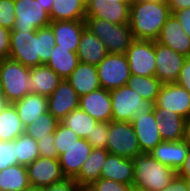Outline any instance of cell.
<instances>
[{"mask_svg": "<svg viewBox=\"0 0 190 191\" xmlns=\"http://www.w3.org/2000/svg\"><path fill=\"white\" fill-rule=\"evenodd\" d=\"M54 45L55 37L49 26L36 31L11 30L8 58L32 68L49 61Z\"/></svg>", "mask_w": 190, "mask_h": 191, "instance_id": "obj_1", "label": "cell"}, {"mask_svg": "<svg viewBox=\"0 0 190 191\" xmlns=\"http://www.w3.org/2000/svg\"><path fill=\"white\" fill-rule=\"evenodd\" d=\"M171 15L168 1L130 3L129 26L135 40H154Z\"/></svg>", "mask_w": 190, "mask_h": 191, "instance_id": "obj_2", "label": "cell"}, {"mask_svg": "<svg viewBox=\"0 0 190 191\" xmlns=\"http://www.w3.org/2000/svg\"><path fill=\"white\" fill-rule=\"evenodd\" d=\"M134 179L132 185L148 191H161L177 175V172L153 158L150 153L141 152L132 158Z\"/></svg>", "mask_w": 190, "mask_h": 191, "instance_id": "obj_3", "label": "cell"}, {"mask_svg": "<svg viewBox=\"0 0 190 191\" xmlns=\"http://www.w3.org/2000/svg\"><path fill=\"white\" fill-rule=\"evenodd\" d=\"M0 84L6 104L31 93L30 67L10 58L0 59Z\"/></svg>", "mask_w": 190, "mask_h": 191, "instance_id": "obj_4", "label": "cell"}, {"mask_svg": "<svg viewBox=\"0 0 190 191\" xmlns=\"http://www.w3.org/2000/svg\"><path fill=\"white\" fill-rule=\"evenodd\" d=\"M85 23L86 28L103 42L108 53L126 54L135 40L129 23L113 24L96 17H86Z\"/></svg>", "mask_w": 190, "mask_h": 191, "instance_id": "obj_5", "label": "cell"}, {"mask_svg": "<svg viewBox=\"0 0 190 191\" xmlns=\"http://www.w3.org/2000/svg\"><path fill=\"white\" fill-rule=\"evenodd\" d=\"M110 96L113 121L131 122L136 113H150L154 110V103L145 101L127 85L110 90Z\"/></svg>", "mask_w": 190, "mask_h": 191, "instance_id": "obj_6", "label": "cell"}, {"mask_svg": "<svg viewBox=\"0 0 190 191\" xmlns=\"http://www.w3.org/2000/svg\"><path fill=\"white\" fill-rule=\"evenodd\" d=\"M106 150L110 154L132 159L141 153L137 136L131 122H108Z\"/></svg>", "mask_w": 190, "mask_h": 191, "instance_id": "obj_7", "label": "cell"}, {"mask_svg": "<svg viewBox=\"0 0 190 191\" xmlns=\"http://www.w3.org/2000/svg\"><path fill=\"white\" fill-rule=\"evenodd\" d=\"M96 67L100 86L105 90L125 86L131 76L126 54L108 53Z\"/></svg>", "mask_w": 190, "mask_h": 191, "instance_id": "obj_8", "label": "cell"}, {"mask_svg": "<svg viewBox=\"0 0 190 191\" xmlns=\"http://www.w3.org/2000/svg\"><path fill=\"white\" fill-rule=\"evenodd\" d=\"M16 20L12 30L36 31L49 26V13L37 0H15Z\"/></svg>", "mask_w": 190, "mask_h": 191, "instance_id": "obj_9", "label": "cell"}, {"mask_svg": "<svg viewBox=\"0 0 190 191\" xmlns=\"http://www.w3.org/2000/svg\"><path fill=\"white\" fill-rule=\"evenodd\" d=\"M126 56L130 72L138 76H155V41L134 40Z\"/></svg>", "mask_w": 190, "mask_h": 191, "instance_id": "obj_10", "label": "cell"}, {"mask_svg": "<svg viewBox=\"0 0 190 191\" xmlns=\"http://www.w3.org/2000/svg\"><path fill=\"white\" fill-rule=\"evenodd\" d=\"M154 108L174 112L190 120V93L178 83L162 84Z\"/></svg>", "mask_w": 190, "mask_h": 191, "instance_id": "obj_11", "label": "cell"}, {"mask_svg": "<svg viewBox=\"0 0 190 191\" xmlns=\"http://www.w3.org/2000/svg\"><path fill=\"white\" fill-rule=\"evenodd\" d=\"M186 56L155 41V76L163 83L177 81Z\"/></svg>", "mask_w": 190, "mask_h": 191, "instance_id": "obj_12", "label": "cell"}, {"mask_svg": "<svg viewBox=\"0 0 190 191\" xmlns=\"http://www.w3.org/2000/svg\"><path fill=\"white\" fill-rule=\"evenodd\" d=\"M26 169L30 187L43 188L66 178L58 158L38 157Z\"/></svg>", "mask_w": 190, "mask_h": 191, "instance_id": "obj_13", "label": "cell"}, {"mask_svg": "<svg viewBox=\"0 0 190 191\" xmlns=\"http://www.w3.org/2000/svg\"><path fill=\"white\" fill-rule=\"evenodd\" d=\"M138 139L141 152L149 153L163 142L158 129V118L155 110L150 113H136L131 120Z\"/></svg>", "mask_w": 190, "mask_h": 191, "instance_id": "obj_14", "label": "cell"}, {"mask_svg": "<svg viewBox=\"0 0 190 191\" xmlns=\"http://www.w3.org/2000/svg\"><path fill=\"white\" fill-rule=\"evenodd\" d=\"M130 3L118 0H86V17H96L113 24L129 23Z\"/></svg>", "mask_w": 190, "mask_h": 191, "instance_id": "obj_15", "label": "cell"}, {"mask_svg": "<svg viewBox=\"0 0 190 191\" xmlns=\"http://www.w3.org/2000/svg\"><path fill=\"white\" fill-rule=\"evenodd\" d=\"M47 100L48 112L61 121L71 111L79 108L80 97L70 83L66 79H62Z\"/></svg>", "mask_w": 190, "mask_h": 191, "instance_id": "obj_16", "label": "cell"}, {"mask_svg": "<svg viewBox=\"0 0 190 191\" xmlns=\"http://www.w3.org/2000/svg\"><path fill=\"white\" fill-rule=\"evenodd\" d=\"M156 42L186 57H190V37L184 32L174 14H171L162 26Z\"/></svg>", "mask_w": 190, "mask_h": 191, "instance_id": "obj_17", "label": "cell"}, {"mask_svg": "<svg viewBox=\"0 0 190 191\" xmlns=\"http://www.w3.org/2000/svg\"><path fill=\"white\" fill-rule=\"evenodd\" d=\"M112 101L110 91L100 88L87 95L81 96L79 108L97 122H110L112 120Z\"/></svg>", "mask_w": 190, "mask_h": 191, "instance_id": "obj_18", "label": "cell"}, {"mask_svg": "<svg viewBox=\"0 0 190 191\" xmlns=\"http://www.w3.org/2000/svg\"><path fill=\"white\" fill-rule=\"evenodd\" d=\"M49 27L53 31L58 48H71V51L77 52L81 34L86 28L85 20L51 21Z\"/></svg>", "mask_w": 190, "mask_h": 191, "instance_id": "obj_19", "label": "cell"}, {"mask_svg": "<svg viewBox=\"0 0 190 191\" xmlns=\"http://www.w3.org/2000/svg\"><path fill=\"white\" fill-rule=\"evenodd\" d=\"M92 149L87 139L79 138L65 153L59 155L58 160L66 178L74 179L79 174Z\"/></svg>", "mask_w": 190, "mask_h": 191, "instance_id": "obj_20", "label": "cell"}, {"mask_svg": "<svg viewBox=\"0 0 190 191\" xmlns=\"http://www.w3.org/2000/svg\"><path fill=\"white\" fill-rule=\"evenodd\" d=\"M189 147L182 141H163L149 153L162 164L171 167L176 172L180 170L186 159Z\"/></svg>", "mask_w": 190, "mask_h": 191, "instance_id": "obj_21", "label": "cell"}, {"mask_svg": "<svg viewBox=\"0 0 190 191\" xmlns=\"http://www.w3.org/2000/svg\"><path fill=\"white\" fill-rule=\"evenodd\" d=\"M100 178L132 185L134 179L132 159L109 153L102 166Z\"/></svg>", "mask_w": 190, "mask_h": 191, "instance_id": "obj_22", "label": "cell"}, {"mask_svg": "<svg viewBox=\"0 0 190 191\" xmlns=\"http://www.w3.org/2000/svg\"><path fill=\"white\" fill-rule=\"evenodd\" d=\"M66 80L77 92L79 97L101 88L97 67L89 63L79 62L72 74Z\"/></svg>", "mask_w": 190, "mask_h": 191, "instance_id": "obj_23", "label": "cell"}, {"mask_svg": "<svg viewBox=\"0 0 190 191\" xmlns=\"http://www.w3.org/2000/svg\"><path fill=\"white\" fill-rule=\"evenodd\" d=\"M77 55L79 62L97 66L107 55L103 42L97 38L88 28L81 34Z\"/></svg>", "mask_w": 190, "mask_h": 191, "instance_id": "obj_24", "label": "cell"}, {"mask_svg": "<svg viewBox=\"0 0 190 191\" xmlns=\"http://www.w3.org/2000/svg\"><path fill=\"white\" fill-rule=\"evenodd\" d=\"M158 118V129L163 141L184 140L187 119L174 112H163V108H154Z\"/></svg>", "mask_w": 190, "mask_h": 191, "instance_id": "obj_25", "label": "cell"}, {"mask_svg": "<svg viewBox=\"0 0 190 191\" xmlns=\"http://www.w3.org/2000/svg\"><path fill=\"white\" fill-rule=\"evenodd\" d=\"M31 93L49 97L62 78L45 64L30 68Z\"/></svg>", "mask_w": 190, "mask_h": 191, "instance_id": "obj_26", "label": "cell"}, {"mask_svg": "<svg viewBox=\"0 0 190 191\" xmlns=\"http://www.w3.org/2000/svg\"><path fill=\"white\" fill-rule=\"evenodd\" d=\"M13 105L24 127L32 124L39 115L48 112L47 97L39 94L29 93Z\"/></svg>", "mask_w": 190, "mask_h": 191, "instance_id": "obj_27", "label": "cell"}, {"mask_svg": "<svg viewBox=\"0 0 190 191\" xmlns=\"http://www.w3.org/2000/svg\"><path fill=\"white\" fill-rule=\"evenodd\" d=\"M109 152L102 148H93L83 163L79 174L74 180L79 185H91L100 178L102 166Z\"/></svg>", "mask_w": 190, "mask_h": 191, "instance_id": "obj_28", "label": "cell"}, {"mask_svg": "<svg viewBox=\"0 0 190 191\" xmlns=\"http://www.w3.org/2000/svg\"><path fill=\"white\" fill-rule=\"evenodd\" d=\"M49 16L51 21L85 20L86 0H54Z\"/></svg>", "mask_w": 190, "mask_h": 191, "instance_id": "obj_29", "label": "cell"}, {"mask_svg": "<svg viewBox=\"0 0 190 191\" xmlns=\"http://www.w3.org/2000/svg\"><path fill=\"white\" fill-rule=\"evenodd\" d=\"M79 64L76 52L71 48H58L54 45L49 61L45 64L54 70L62 79H67Z\"/></svg>", "mask_w": 190, "mask_h": 191, "instance_id": "obj_30", "label": "cell"}, {"mask_svg": "<svg viewBox=\"0 0 190 191\" xmlns=\"http://www.w3.org/2000/svg\"><path fill=\"white\" fill-rule=\"evenodd\" d=\"M25 132L17 109L13 104H5L0 111V141H14Z\"/></svg>", "mask_w": 190, "mask_h": 191, "instance_id": "obj_31", "label": "cell"}, {"mask_svg": "<svg viewBox=\"0 0 190 191\" xmlns=\"http://www.w3.org/2000/svg\"><path fill=\"white\" fill-rule=\"evenodd\" d=\"M29 188L26 166L15 164L0 171V191H22Z\"/></svg>", "mask_w": 190, "mask_h": 191, "instance_id": "obj_32", "label": "cell"}, {"mask_svg": "<svg viewBox=\"0 0 190 191\" xmlns=\"http://www.w3.org/2000/svg\"><path fill=\"white\" fill-rule=\"evenodd\" d=\"M162 84L156 76L131 74L126 85L138 93L145 101L155 104Z\"/></svg>", "mask_w": 190, "mask_h": 191, "instance_id": "obj_33", "label": "cell"}, {"mask_svg": "<svg viewBox=\"0 0 190 191\" xmlns=\"http://www.w3.org/2000/svg\"><path fill=\"white\" fill-rule=\"evenodd\" d=\"M66 127L72 129L79 138L87 139L98 123L92 116L80 108L71 111L60 121Z\"/></svg>", "mask_w": 190, "mask_h": 191, "instance_id": "obj_34", "label": "cell"}, {"mask_svg": "<svg viewBox=\"0 0 190 191\" xmlns=\"http://www.w3.org/2000/svg\"><path fill=\"white\" fill-rule=\"evenodd\" d=\"M15 152L17 164L23 166H28L40 157L37 141L25 132L15 139Z\"/></svg>", "mask_w": 190, "mask_h": 191, "instance_id": "obj_35", "label": "cell"}, {"mask_svg": "<svg viewBox=\"0 0 190 191\" xmlns=\"http://www.w3.org/2000/svg\"><path fill=\"white\" fill-rule=\"evenodd\" d=\"M60 121L50 112L39 115L32 124L25 127V133L35 141L44 138L46 135L54 134Z\"/></svg>", "mask_w": 190, "mask_h": 191, "instance_id": "obj_36", "label": "cell"}, {"mask_svg": "<svg viewBox=\"0 0 190 191\" xmlns=\"http://www.w3.org/2000/svg\"><path fill=\"white\" fill-rule=\"evenodd\" d=\"M78 139V134L60 122L54 132V144L58 151V157L65 153Z\"/></svg>", "mask_w": 190, "mask_h": 191, "instance_id": "obj_37", "label": "cell"}, {"mask_svg": "<svg viewBox=\"0 0 190 191\" xmlns=\"http://www.w3.org/2000/svg\"><path fill=\"white\" fill-rule=\"evenodd\" d=\"M108 140V122H98L92 133L87 137V142L92 148L106 149Z\"/></svg>", "mask_w": 190, "mask_h": 191, "instance_id": "obj_38", "label": "cell"}, {"mask_svg": "<svg viewBox=\"0 0 190 191\" xmlns=\"http://www.w3.org/2000/svg\"><path fill=\"white\" fill-rule=\"evenodd\" d=\"M14 7L15 0H0V26L13 29L16 20Z\"/></svg>", "mask_w": 190, "mask_h": 191, "instance_id": "obj_39", "label": "cell"}, {"mask_svg": "<svg viewBox=\"0 0 190 191\" xmlns=\"http://www.w3.org/2000/svg\"><path fill=\"white\" fill-rule=\"evenodd\" d=\"M17 164L14 141H0V171Z\"/></svg>", "mask_w": 190, "mask_h": 191, "instance_id": "obj_40", "label": "cell"}, {"mask_svg": "<svg viewBox=\"0 0 190 191\" xmlns=\"http://www.w3.org/2000/svg\"><path fill=\"white\" fill-rule=\"evenodd\" d=\"M54 142V134L46 135L37 141L40 157L58 158V151Z\"/></svg>", "mask_w": 190, "mask_h": 191, "instance_id": "obj_41", "label": "cell"}, {"mask_svg": "<svg viewBox=\"0 0 190 191\" xmlns=\"http://www.w3.org/2000/svg\"><path fill=\"white\" fill-rule=\"evenodd\" d=\"M91 186L95 191H129L131 187V185L104 178H99Z\"/></svg>", "mask_w": 190, "mask_h": 191, "instance_id": "obj_42", "label": "cell"}, {"mask_svg": "<svg viewBox=\"0 0 190 191\" xmlns=\"http://www.w3.org/2000/svg\"><path fill=\"white\" fill-rule=\"evenodd\" d=\"M79 184L70 178L51 184L50 186L43 187L44 191H78Z\"/></svg>", "mask_w": 190, "mask_h": 191, "instance_id": "obj_43", "label": "cell"}, {"mask_svg": "<svg viewBox=\"0 0 190 191\" xmlns=\"http://www.w3.org/2000/svg\"><path fill=\"white\" fill-rule=\"evenodd\" d=\"M10 33L11 30L0 26V59L9 57Z\"/></svg>", "mask_w": 190, "mask_h": 191, "instance_id": "obj_44", "label": "cell"}, {"mask_svg": "<svg viewBox=\"0 0 190 191\" xmlns=\"http://www.w3.org/2000/svg\"><path fill=\"white\" fill-rule=\"evenodd\" d=\"M176 83L190 93V57H186Z\"/></svg>", "mask_w": 190, "mask_h": 191, "instance_id": "obj_45", "label": "cell"}, {"mask_svg": "<svg viewBox=\"0 0 190 191\" xmlns=\"http://www.w3.org/2000/svg\"><path fill=\"white\" fill-rule=\"evenodd\" d=\"M161 191H189L188 181L178 175Z\"/></svg>", "mask_w": 190, "mask_h": 191, "instance_id": "obj_46", "label": "cell"}, {"mask_svg": "<svg viewBox=\"0 0 190 191\" xmlns=\"http://www.w3.org/2000/svg\"><path fill=\"white\" fill-rule=\"evenodd\" d=\"M183 27L184 32L190 37V8L173 13Z\"/></svg>", "mask_w": 190, "mask_h": 191, "instance_id": "obj_47", "label": "cell"}, {"mask_svg": "<svg viewBox=\"0 0 190 191\" xmlns=\"http://www.w3.org/2000/svg\"><path fill=\"white\" fill-rule=\"evenodd\" d=\"M171 14L176 11L190 8V0H168Z\"/></svg>", "mask_w": 190, "mask_h": 191, "instance_id": "obj_48", "label": "cell"}, {"mask_svg": "<svg viewBox=\"0 0 190 191\" xmlns=\"http://www.w3.org/2000/svg\"><path fill=\"white\" fill-rule=\"evenodd\" d=\"M177 175L186 180H190V149L187 153L184 164L182 165L180 170L177 172Z\"/></svg>", "mask_w": 190, "mask_h": 191, "instance_id": "obj_49", "label": "cell"}, {"mask_svg": "<svg viewBox=\"0 0 190 191\" xmlns=\"http://www.w3.org/2000/svg\"><path fill=\"white\" fill-rule=\"evenodd\" d=\"M184 141L190 149V120H187L186 123Z\"/></svg>", "mask_w": 190, "mask_h": 191, "instance_id": "obj_50", "label": "cell"}, {"mask_svg": "<svg viewBox=\"0 0 190 191\" xmlns=\"http://www.w3.org/2000/svg\"><path fill=\"white\" fill-rule=\"evenodd\" d=\"M43 6V8L50 14L54 0H37Z\"/></svg>", "mask_w": 190, "mask_h": 191, "instance_id": "obj_51", "label": "cell"}, {"mask_svg": "<svg viewBox=\"0 0 190 191\" xmlns=\"http://www.w3.org/2000/svg\"><path fill=\"white\" fill-rule=\"evenodd\" d=\"M78 191H95L91 185H79Z\"/></svg>", "mask_w": 190, "mask_h": 191, "instance_id": "obj_52", "label": "cell"}, {"mask_svg": "<svg viewBox=\"0 0 190 191\" xmlns=\"http://www.w3.org/2000/svg\"><path fill=\"white\" fill-rule=\"evenodd\" d=\"M129 191H148V190L143 189V188L136 187V186H134V185H131Z\"/></svg>", "mask_w": 190, "mask_h": 191, "instance_id": "obj_53", "label": "cell"}, {"mask_svg": "<svg viewBox=\"0 0 190 191\" xmlns=\"http://www.w3.org/2000/svg\"><path fill=\"white\" fill-rule=\"evenodd\" d=\"M27 191H44L43 188H39V187H30L29 189H27Z\"/></svg>", "mask_w": 190, "mask_h": 191, "instance_id": "obj_54", "label": "cell"}, {"mask_svg": "<svg viewBox=\"0 0 190 191\" xmlns=\"http://www.w3.org/2000/svg\"><path fill=\"white\" fill-rule=\"evenodd\" d=\"M136 1H145V2H162V1H168V0H136Z\"/></svg>", "mask_w": 190, "mask_h": 191, "instance_id": "obj_55", "label": "cell"}, {"mask_svg": "<svg viewBox=\"0 0 190 191\" xmlns=\"http://www.w3.org/2000/svg\"><path fill=\"white\" fill-rule=\"evenodd\" d=\"M5 104H6L5 100L3 98H0V111L4 107Z\"/></svg>", "mask_w": 190, "mask_h": 191, "instance_id": "obj_56", "label": "cell"}, {"mask_svg": "<svg viewBox=\"0 0 190 191\" xmlns=\"http://www.w3.org/2000/svg\"><path fill=\"white\" fill-rule=\"evenodd\" d=\"M0 98H3L1 84H0Z\"/></svg>", "mask_w": 190, "mask_h": 191, "instance_id": "obj_57", "label": "cell"}, {"mask_svg": "<svg viewBox=\"0 0 190 191\" xmlns=\"http://www.w3.org/2000/svg\"><path fill=\"white\" fill-rule=\"evenodd\" d=\"M124 1L129 2V3L136 2V0H124Z\"/></svg>", "mask_w": 190, "mask_h": 191, "instance_id": "obj_58", "label": "cell"}, {"mask_svg": "<svg viewBox=\"0 0 190 191\" xmlns=\"http://www.w3.org/2000/svg\"><path fill=\"white\" fill-rule=\"evenodd\" d=\"M188 181V186H189V191H190V180H187Z\"/></svg>", "mask_w": 190, "mask_h": 191, "instance_id": "obj_59", "label": "cell"}]
</instances>
